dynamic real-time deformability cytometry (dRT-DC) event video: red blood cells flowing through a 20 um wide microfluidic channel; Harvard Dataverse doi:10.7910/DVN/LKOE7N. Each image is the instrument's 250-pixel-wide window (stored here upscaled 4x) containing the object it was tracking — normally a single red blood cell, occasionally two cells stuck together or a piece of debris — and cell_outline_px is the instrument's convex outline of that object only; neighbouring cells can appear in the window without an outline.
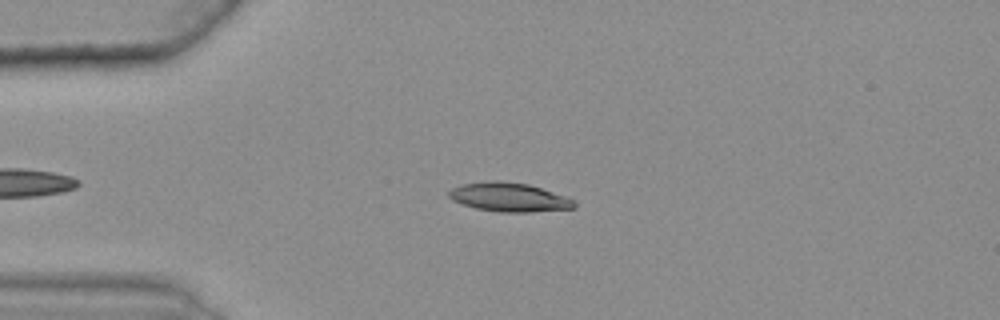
{"species": "common noctule bat (a hibernating species)", "species_latin": "Nyctalus noctula", "temperature_condition": "warm", "stored_images_in_passage": 40, "camera_frame_rate_fps": 3000, "um_per_image_px": 0.085, "animal": {"sex": "female", "body_mass_g": 25.1}, "frame": {"image": 1, "passage_image": 7, "time_ms": 2.0, "image_size_px": [1000, 320], "cell_outline_px": [[576, 208], [532, 212], [500, 212], [476, 208], [452, 200], [448, 196], [448, 192], [452, 188], [460, 184], [488, 180], [500, 180], [528, 184], [576, 200]], "centroid_in_image_um": [43.26, 16.75], "position_along_channel_um": 41.7, "area_um2": 21.21}}
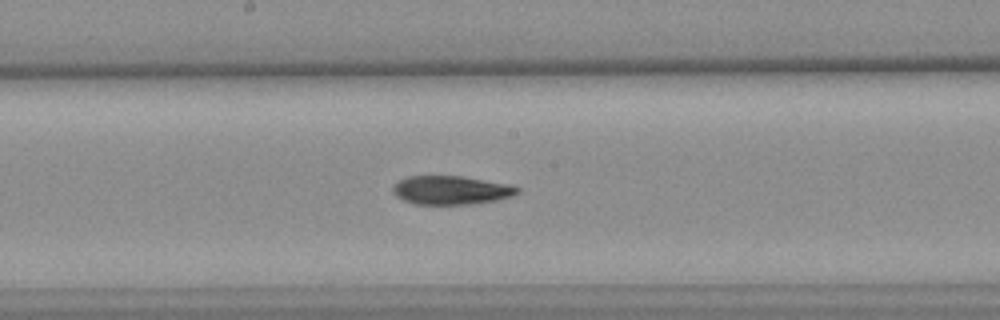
{"frame": {"image": 2, "passage_image": 23, "time_ms": 7.333, "image_size_px": [1000, 320], "cell_outline_px": [[520, 192], [512, 196], [496, 200], [476, 204], [412, 204], [396, 196], [392, 188], [400, 180], [408, 176], [460, 176], [504, 184], [520, 188]], "centroid_in_image_um": [38.32, 16.18], "position_along_channel_um": 209.9, "area_um2": 20.52}}
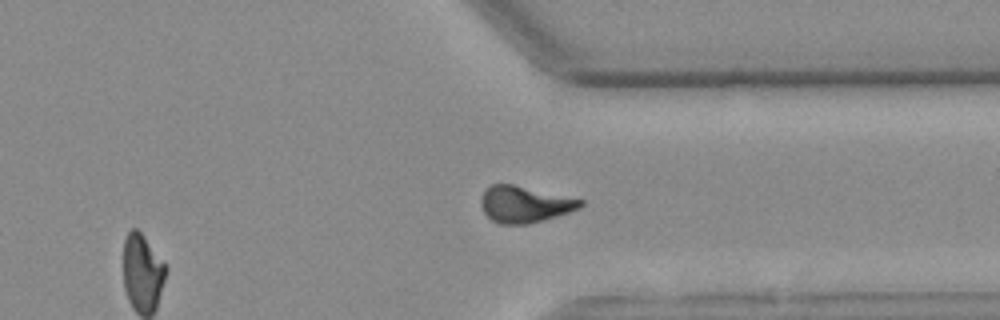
{"frame": {"image": 3, "passage_image": 36, "time_ms": 11.667, "image_size_px": [1000, 320], "cell_outline_px": [[584, 204], [580, 208], [544, 220], [528, 224], [500, 224], [492, 220], [484, 212], [480, 204], [480, 200], [484, 188], [488, 184], [512, 184], [584, 200]], "centroid_in_image_um": [44.55, 17.36], "position_along_channel_um": 366.8, "area_um2": 21.15}}